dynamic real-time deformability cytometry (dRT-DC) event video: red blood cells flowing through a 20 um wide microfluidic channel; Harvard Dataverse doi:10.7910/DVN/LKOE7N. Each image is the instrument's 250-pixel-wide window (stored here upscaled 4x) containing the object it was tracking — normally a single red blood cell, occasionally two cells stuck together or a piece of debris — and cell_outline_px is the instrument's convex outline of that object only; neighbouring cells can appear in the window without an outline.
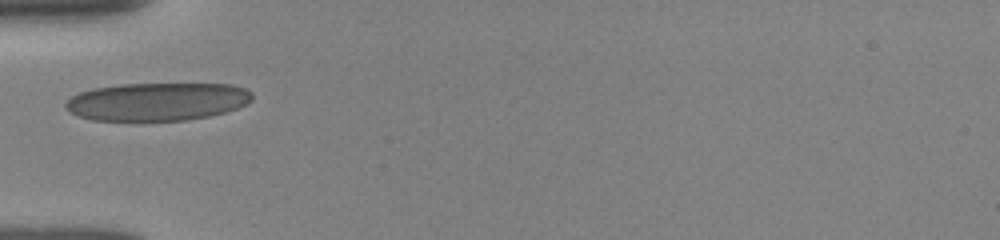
{"species": "human", "species_latin": "Homo sapiens", "temperature_condition": "room temperature", "stored_images_in_passage": 12, "camera_frame_rate_fps": 3000, "um_per_image_px": 0.085, "donor": {"sex": "female"}, "frame": {"image": 1, "passage_image": 1, "time_ms": 0.0, "image_size_px": [1000, 240], "cell_outline_px": [[252, 100], [248, 104], [224, 112], [208, 116], [184, 120], [92, 120], [80, 116], [64, 108], [64, 104], [72, 96], [80, 92], [96, 88], [120, 84], [232, 84], [244, 88], [252, 92]], "centroid_in_image_um": [13.39, 8.63], "position_along_channel_um": 71.6, "area_um2": 41.1}}
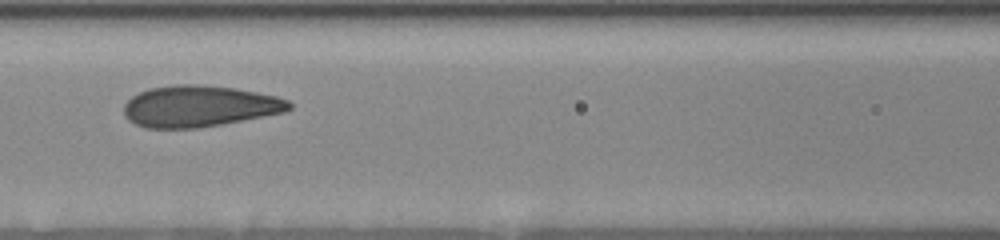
{"frame": {"image": 2, "passage_image": 8, "time_ms": 2.0, "image_size_px": [1000, 240], "cell_outline_px": [[292, 108], [284, 112], [200, 128], [144, 128], [128, 120], [124, 116], [124, 104], [132, 96], [148, 88], [176, 84], [196, 84], [236, 88], [276, 96], [288, 100], [292, 104]], "centroid_in_image_um": [16.91, 9.02], "position_along_channel_um": 149.7, "area_um2": 39.88}}
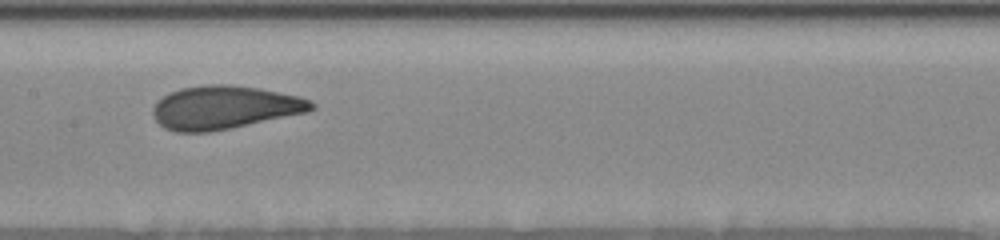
{"frame": {"image": 3, "passage_image": 11, "time_ms": 3.0, "image_size_px": [1000, 240], "cell_outline_px": [[316, 108], [308, 112], [208, 132], [176, 132], [164, 128], [152, 116], [152, 108], [164, 96], [180, 88], [208, 84], [228, 84], [260, 88], [296, 96], [312, 100], [316, 104]], "centroid_in_image_um": [19.08, 9.13], "position_along_channel_um": 188.3, "area_um2": 39.77}}